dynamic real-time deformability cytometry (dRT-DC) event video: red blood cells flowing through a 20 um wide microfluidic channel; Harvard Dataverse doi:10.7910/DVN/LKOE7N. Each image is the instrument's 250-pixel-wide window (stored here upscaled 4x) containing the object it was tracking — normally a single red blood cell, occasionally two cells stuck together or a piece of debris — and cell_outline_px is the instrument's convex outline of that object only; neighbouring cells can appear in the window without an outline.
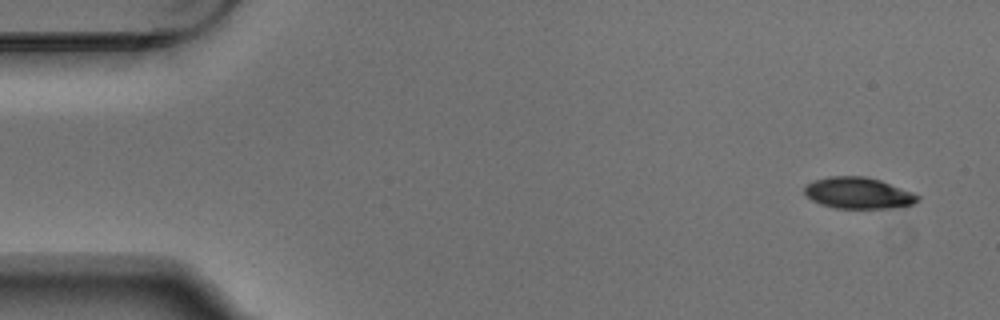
{"species": "Egyptian fruit bat (a non-hibernating species)", "species_latin": "Rousettus aegyptiacus", "temperature_condition": "warm", "stored_images_in_passage": 9, "camera_frame_rate_fps": 3000, "um_per_image_px": 0.085, "animal": {"sex": "male"}, "frame": {"image": 1, "passage_image": 1, "time_ms": 0.0, "image_size_px": [1000, 320], "cell_outline_px": [[920, 200], [904, 208], [836, 208], [820, 204], [812, 200], [804, 192], [804, 184], [812, 180], [828, 176], [864, 176], [880, 180], [912, 192], [920, 196]], "centroid_in_image_um": [72.95, 16.41], "position_along_channel_um": 12.0, "area_um2": 20.92}}
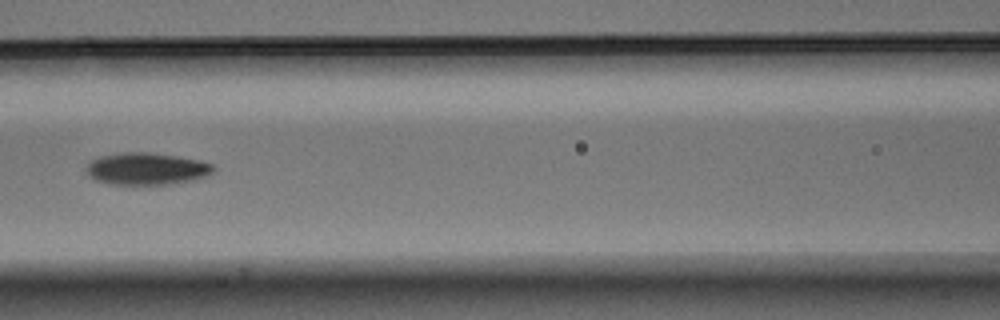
{"frame": {"image": 2, "passage_image": 6, "time_ms": 1.667, "image_size_px": [1000, 320], "cell_outline_px": [[216, 168], [212, 172], [196, 180], [172, 184], [108, 184], [96, 180], [84, 168], [92, 160], [100, 156], [124, 152], [148, 152], [176, 156], [200, 160], [212, 164]], "centroid_in_image_um": [12.48, 14.34], "position_along_channel_um": 154.1, "area_um2": 23.7}}
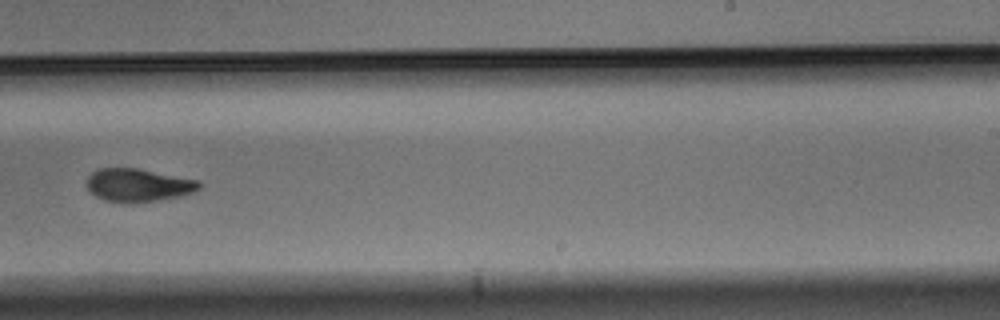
{"frame": {"image": 3, "passage_image": 9, "time_ms": 2.667, "image_size_px": [1000, 320], "cell_outline_px": [[200, 188], [192, 192], [176, 196], [156, 200], [132, 204], [104, 200], [96, 196], [88, 188], [88, 176], [96, 168], [136, 168], [200, 180]], "centroid_in_image_um": [11.73, 15.73], "position_along_channel_um": 277.3, "area_um2": 21.5}}